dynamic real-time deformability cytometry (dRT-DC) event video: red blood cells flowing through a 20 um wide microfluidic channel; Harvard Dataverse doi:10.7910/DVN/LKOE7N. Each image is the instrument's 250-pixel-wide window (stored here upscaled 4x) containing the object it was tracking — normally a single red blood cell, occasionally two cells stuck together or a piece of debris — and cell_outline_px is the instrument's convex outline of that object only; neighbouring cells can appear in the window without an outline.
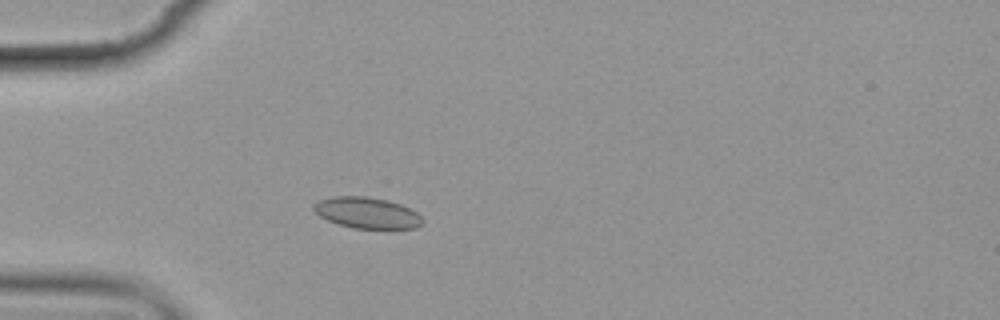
{"species": "common noctule bat (a hibernating species)", "species_latin": "Nyctalus noctula", "temperature_condition": "cold", "stored_images_in_passage": 4, "camera_frame_rate_fps": 3000, "um_per_image_px": 0.085, "animal": {"sex": "female", "body_mass_g": 19.9}, "frame": {"image": 1, "passage_image": 4, "time_ms": 3.667, "image_size_px": [1000, 320], "cell_outline_px": [[424, 224], [416, 228], [352, 228], [328, 220], [320, 216], [312, 208], [312, 204], [320, 200], [332, 196], [368, 196], [388, 200], [400, 204], [416, 212], [424, 220]], "centroid_in_image_um": [31.2, 18.08], "position_along_channel_um": 53.8, "area_um2": 19.71}}